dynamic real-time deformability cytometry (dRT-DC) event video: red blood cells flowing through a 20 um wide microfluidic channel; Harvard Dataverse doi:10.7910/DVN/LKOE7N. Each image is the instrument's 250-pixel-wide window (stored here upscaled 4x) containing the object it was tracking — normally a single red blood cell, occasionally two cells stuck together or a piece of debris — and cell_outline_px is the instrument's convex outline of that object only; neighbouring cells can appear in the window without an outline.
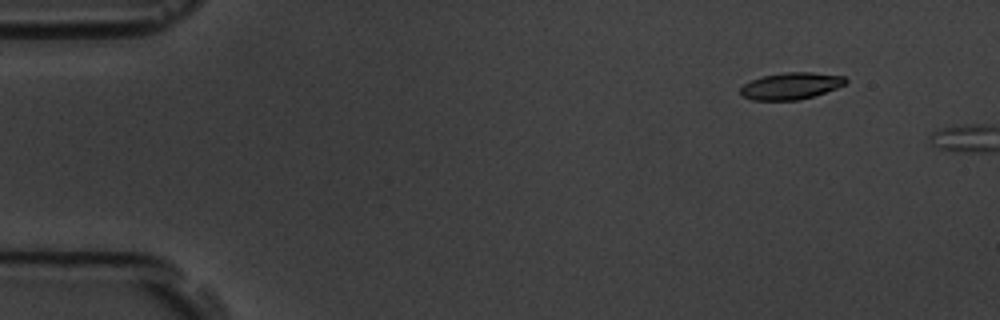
{"species": "common noctule bat (a hibernating species)", "species_latin": "Nyctalus noctula", "temperature_condition": "room temperature", "stored_images_in_passage": 3, "segment_of_instrument_passage": [1, 2], "camera_frame_rate_fps": 3000, "um_per_image_px": 0.085, "animal": {"sex": "male", "body_mass_g": 19.5, "forearm_length_mm": 54.6}, "frame": {"image": 1, "passage_image": 2, "time_ms": 1.333, "image_size_px": [1000, 320], "cell_outline_px": [[848, 80], [844, 84], [836, 88], [800, 100], [752, 100], [740, 96], [740, 88], [744, 84], [760, 76], [784, 72], [812, 72], [844, 76]], "centroid_in_image_um": [67.18, 7.3], "position_along_channel_um": 17.8, "area_um2": 16.47}}